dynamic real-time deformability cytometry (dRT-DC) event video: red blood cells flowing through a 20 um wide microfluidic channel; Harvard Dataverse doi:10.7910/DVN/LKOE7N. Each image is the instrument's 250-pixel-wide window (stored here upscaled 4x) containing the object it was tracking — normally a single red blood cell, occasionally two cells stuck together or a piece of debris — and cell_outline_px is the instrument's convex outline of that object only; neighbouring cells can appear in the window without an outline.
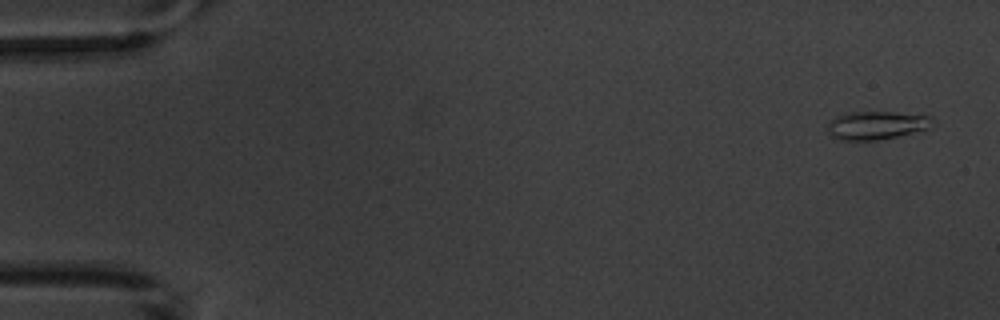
{"species": "common noctule bat (a hibernating species)", "species_latin": "Nyctalus noctula", "temperature_condition": "warm", "stored_images_in_passage": 4, "camera_frame_rate_fps": 3000, "um_per_image_px": 0.085, "animal": {"sex": "male", "body_mass_g": 20.1, "forearm_length_mm": 53.5}, "frame": {"image": 1, "passage_image": 1, "time_ms": 0.0, "image_size_px": [1000, 320], "cell_outline_px": [[936, 120], [928, 128], [896, 136], [876, 140], [844, 140], [832, 136], [828, 132], [824, 124], [836, 116], [848, 112], [896, 112], [932, 116]], "centroid_in_image_um": [74.47, 10.63], "position_along_channel_um": 10.5, "area_um2": 17.34}}
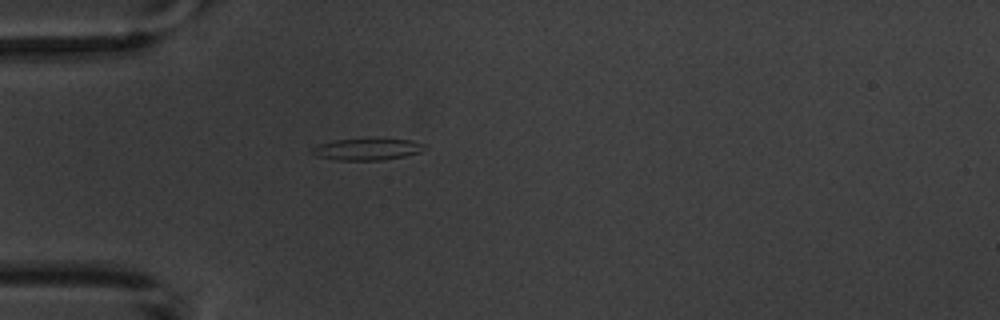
{"frame": {"image": 2, "passage_image": 4, "time_ms": 4.667, "image_size_px": [1000, 320], "cell_outline_px": [[428, 148], [420, 152], [404, 156], [380, 160], [336, 160], [316, 156], [308, 148], [316, 144], [336, 140], [412, 140], [428, 144]], "centroid_in_image_um": [31.2, 12.7], "position_along_channel_um": 53.8, "area_um2": 14.1}}